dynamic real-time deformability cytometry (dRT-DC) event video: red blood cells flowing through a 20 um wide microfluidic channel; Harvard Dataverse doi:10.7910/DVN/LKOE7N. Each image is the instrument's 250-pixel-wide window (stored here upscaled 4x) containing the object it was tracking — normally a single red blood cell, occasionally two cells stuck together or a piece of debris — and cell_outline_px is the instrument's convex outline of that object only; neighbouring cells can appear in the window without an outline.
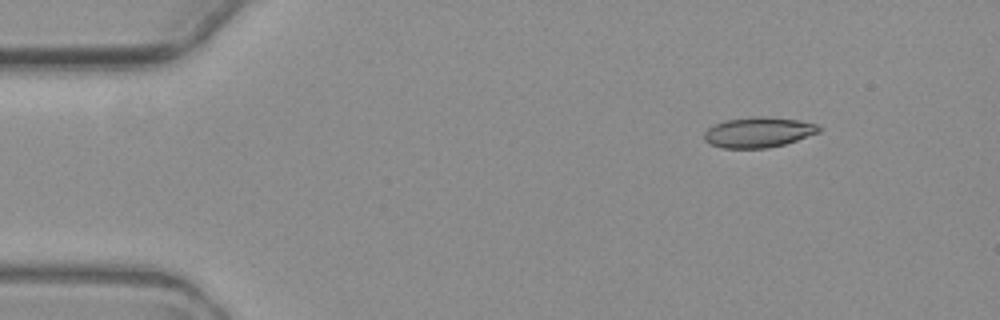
{"species": "common noctule bat (a hibernating species)", "species_latin": "Nyctalus noctula", "temperature_condition": "warm", "stored_images_in_passage": 4, "camera_frame_rate_fps": 3000, "um_per_image_px": 0.085, "animal": {"sex": "female", "body_mass_g": 19.3, "forearm_length_mm": 54.1}, "frame": {"image": 1, "passage_image": 1, "time_ms": 0.0, "image_size_px": [1000, 320], "cell_outline_px": [[820, 132], [784, 144], [768, 148], [724, 148], [708, 144], [704, 140], [704, 132], [708, 128], [724, 120], [756, 116], [764, 116], [800, 120], [816, 124], [820, 128]], "centroid_in_image_um": [64.44, 11.24], "position_along_channel_um": 20.6, "area_um2": 20.29}}
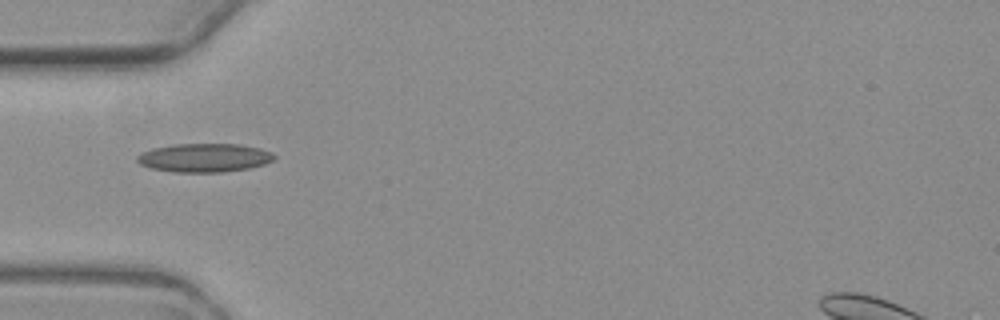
{"frame": {"image": 2, "passage_image": 4, "time_ms": 3.667, "image_size_px": [1000, 320], "cell_outline_px": [[276, 156], [272, 160], [264, 164], [248, 168], [224, 172], [172, 172], [152, 168], [140, 164], [136, 160], [136, 156], [140, 152], [152, 148], [172, 144], [236, 144], [260, 148], [272, 152]], "centroid_in_image_um": [17.33, 13.4], "position_along_channel_um": 67.7, "area_um2": 22.95}}